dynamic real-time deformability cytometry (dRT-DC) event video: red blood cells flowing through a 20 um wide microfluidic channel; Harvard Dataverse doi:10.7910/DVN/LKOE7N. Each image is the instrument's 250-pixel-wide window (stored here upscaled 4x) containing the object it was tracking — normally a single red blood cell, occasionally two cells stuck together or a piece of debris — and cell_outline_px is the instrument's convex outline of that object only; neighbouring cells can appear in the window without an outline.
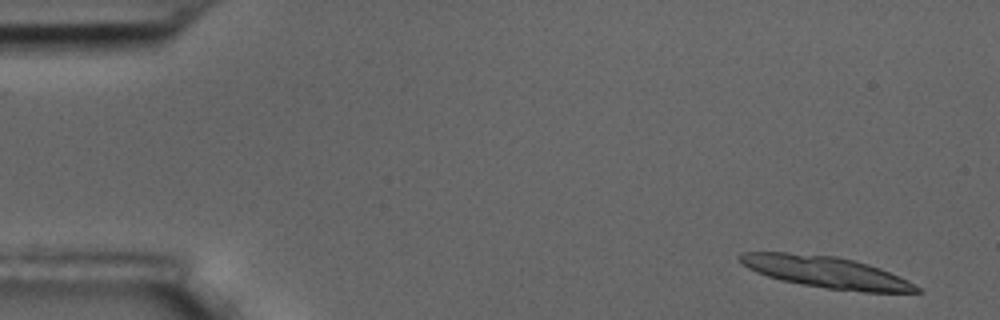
{"species": "common noctule bat (a hibernating species)", "species_latin": "Nyctalus noctula", "temperature_condition": "room temperature", "stored_images_in_passage": 6, "camera_frame_rate_fps": 3000, "um_per_image_px": 0.085, "animal": {"sex": "male", "body_mass_g": 17.5, "forearm_length_mm": 52.3}, "frame": {"image": 1, "passage_image": 1, "time_ms": 0.0, "image_size_px": [1000, 320], "cell_outline_px": [[924, 292], [864, 292], [828, 288], [800, 284], [780, 280], [756, 272], [748, 268], [736, 256], [740, 252], [784, 252], [836, 256], [868, 264], [880, 268], [920, 288]], "centroid_in_image_um": [70.14, 23.12], "position_along_channel_um": 14.9, "area_um2": 32.02}}